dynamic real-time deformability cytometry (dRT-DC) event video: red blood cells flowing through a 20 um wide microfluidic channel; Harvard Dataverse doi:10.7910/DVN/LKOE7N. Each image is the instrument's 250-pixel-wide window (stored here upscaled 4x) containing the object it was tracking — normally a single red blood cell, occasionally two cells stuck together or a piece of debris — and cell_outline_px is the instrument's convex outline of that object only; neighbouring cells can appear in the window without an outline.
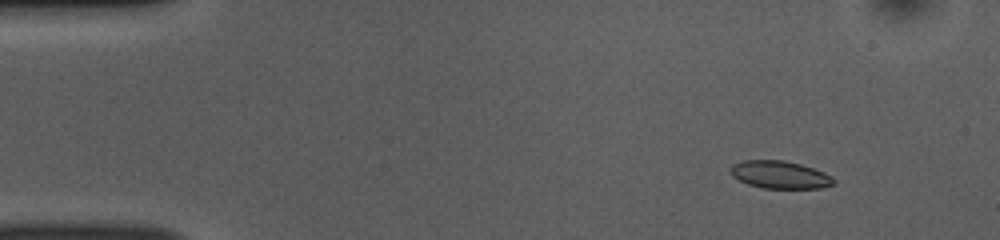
{"species": "common noctule bat (a hibernating species)", "species_latin": "Nyctalus noctula", "temperature_condition": "room temperature", "stored_images_in_passage": 52, "camera_frame_rate_fps": 3000, "um_per_image_px": 0.085, "animal": {"sex": "female", "body_mass_g": 10.0, "forearm_length_mm": 53.1}, "frame": {"image": 1, "passage_image": 6, "time_ms": 1.667, "image_size_px": [1000, 240], "cell_outline_px": [[836, 184], [820, 188], [764, 188], [748, 184], [732, 176], [732, 164], [744, 160], [784, 160], [800, 164], [824, 172], [832, 176], [836, 180]], "centroid_in_image_um": [66.33, 14.85], "position_along_channel_um": 18.7, "area_um2": 16.53}}
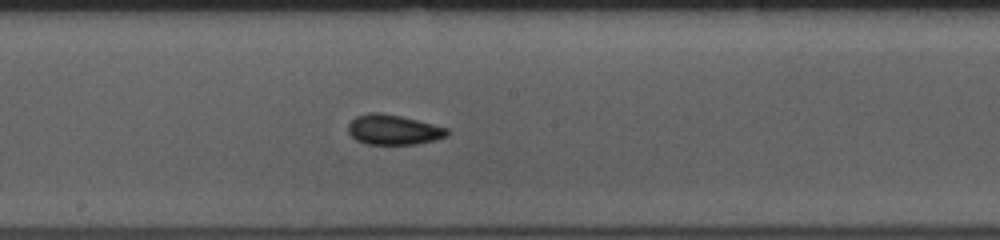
{"frame": {"image": 2, "passage_image": 28, "time_ms": 9.0, "image_size_px": [1000, 240], "cell_outline_px": [[448, 136], [436, 140], [416, 144], [368, 144], [356, 140], [348, 132], [348, 124], [356, 116], [368, 112], [380, 112], [400, 116], [448, 128]], "centroid_in_image_um": [33.43, 11.02], "position_along_channel_um": 214.8, "area_um2": 17.28}}
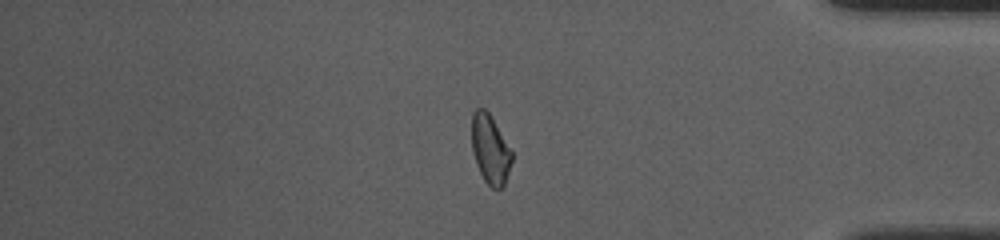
{"frame": {"image": 3, "passage_image": 44, "time_ms": 14.333, "image_size_px": [1000, 240], "cell_outline_px": [[512, 160], [504, 184], [500, 188], [492, 188], [484, 180], [476, 164], [472, 152], [472, 112], [476, 108], [484, 108], [488, 112], [512, 152]], "centroid_in_image_um": [41.64, 12.69], "position_along_channel_um": 393.6, "area_um2": 15.84}, "authors_computed_cell_mechanics": {"area_um2": 16.8776, "velocity_mm_per_s": 3.8581, "shape_relaxation_time_tau1_ms": 3.2424, "shape_relaxation_time_tau2_ms": 3.587, "deformation_change_tau1": 0.1078, "deformation_change_tau2": 0.0775}}